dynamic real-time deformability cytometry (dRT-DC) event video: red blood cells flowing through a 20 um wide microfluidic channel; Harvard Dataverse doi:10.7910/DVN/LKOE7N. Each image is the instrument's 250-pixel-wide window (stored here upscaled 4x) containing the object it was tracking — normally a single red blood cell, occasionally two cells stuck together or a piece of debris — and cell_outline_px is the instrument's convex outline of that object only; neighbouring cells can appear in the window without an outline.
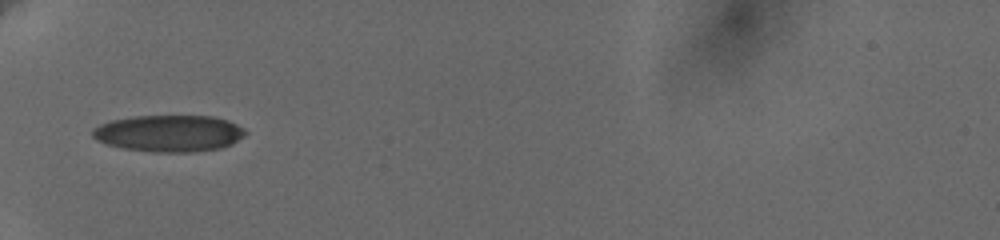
{"species": "human", "species_latin": "Homo sapiens", "temperature_condition": "cold", "stored_images_in_passage": 3, "camera_frame_rate_fps": 3000, "um_per_image_px": 0.085, "donor": {"sex": "female"}, "frame": {"image": 1, "passage_image": 2, "time_ms": 1.0, "image_size_px": [1000, 240], "cell_outline_px": [[248, 132], [244, 136], [232, 144], [220, 148], [192, 152], [152, 152], [124, 148], [108, 144], [96, 140], [92, 136], [92, 128], [100, 124], [112, 120], [136, 116], [212, 116], [228, 120], [244, 128]], "centroid_in_image_um": [14.38, 11.33], "position_along_channel_um": 70.6, "area_um2": 32.71}}